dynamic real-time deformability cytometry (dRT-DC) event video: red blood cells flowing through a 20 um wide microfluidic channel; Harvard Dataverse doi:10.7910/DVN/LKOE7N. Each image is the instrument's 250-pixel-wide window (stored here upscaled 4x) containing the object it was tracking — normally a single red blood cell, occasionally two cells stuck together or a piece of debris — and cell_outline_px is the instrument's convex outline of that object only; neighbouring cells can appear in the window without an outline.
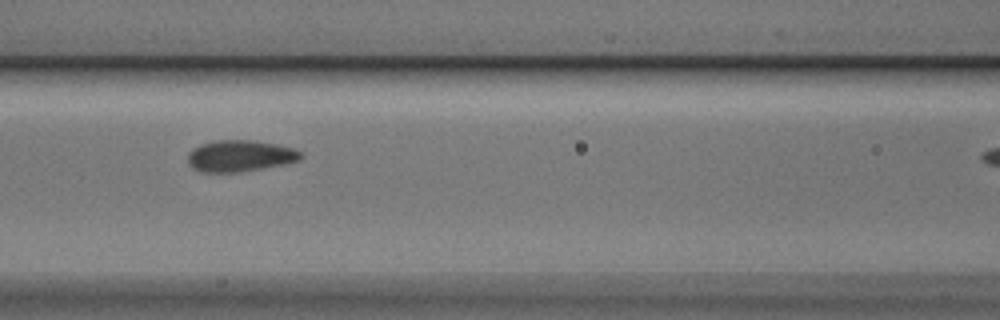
{"species": "Egyptian fruit bat (a non-hibernating species)", "species_latin": "Rousettus aegyptiacus", "temperature_condition": "cold", "stored_images_in_passage": 10, "camera_frame_rate_fps": 3000, "um_per_image_px": 0.085, "animal": {"sex": "male"}, "frame": {"image": 1, "passage_image": 6, "time_ms": 1.667, "image_size_px": [1000, 320], "cell_outline_px": [[304, 156], [300, 160], [284, 164], [236, 172], [200, 172], [192, 168], [188, 164], [188, 152], [192, 148], [200, 144], [212, 140], [252, 140], [276, 144], [292, 148], [304, 152]], "centroid_in_image_um": [20.38, 13.24], "position_along_channel_um": 146.2, "area_um2": 20.87}}
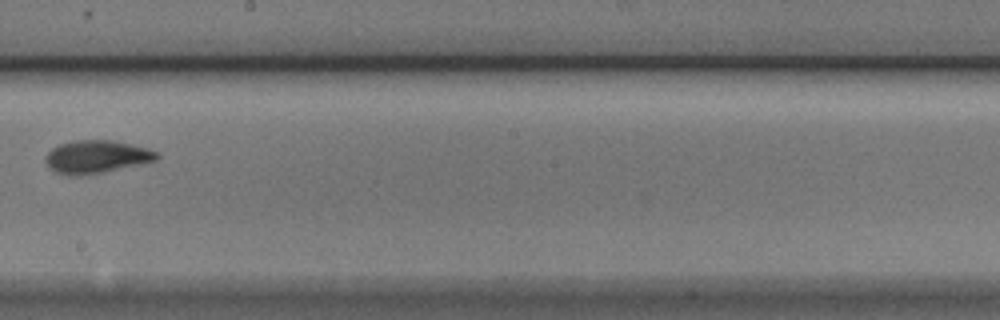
{"frame": {"image": 2, "passage_image": 9, "time_ms": 2.667, "image_size_px": [1000, 320], "cell_outline_px": [[160, 156], [156, 160], [100, 172], [80, 176], [76, 176], [56, 172], [48, 164], [48, 152], [52, 148], [60, 144], [72, 140], [112, 140], [148, 148], [156, 152]], "centroid_in_image_um": [8.21, 13.3], "position_along_channel_um": 240.0, "area_um2": 20.69}}
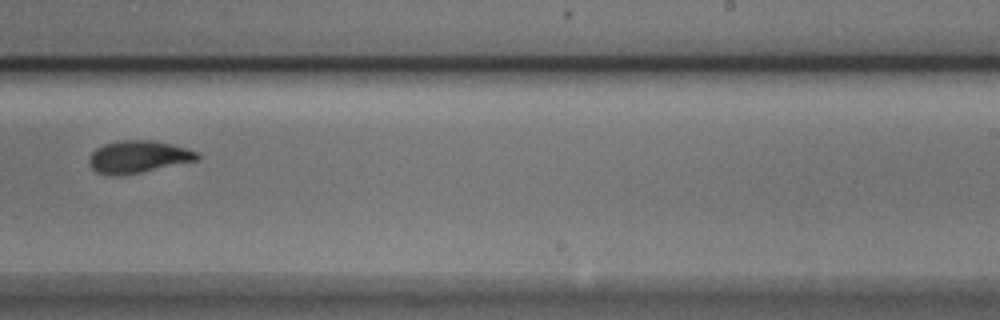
{"frame": {"image": 3, "passage_image": 10, "time_ms": 3.0, "image_size_px": [1000, 320], "cell_outline_px": [[200, 156], [196, 160], [140, 172], [120, 176], [108, 176], [96, 172], [88, 164], [88, 156], [96, 148], [104, 144], [120, 140], [152, 140], [172, 144], [200, 152]], "centroid_in_image_um": [11.7, 13.33], "position_along_channel_um": 277.3, "area_um2": 20.46}}